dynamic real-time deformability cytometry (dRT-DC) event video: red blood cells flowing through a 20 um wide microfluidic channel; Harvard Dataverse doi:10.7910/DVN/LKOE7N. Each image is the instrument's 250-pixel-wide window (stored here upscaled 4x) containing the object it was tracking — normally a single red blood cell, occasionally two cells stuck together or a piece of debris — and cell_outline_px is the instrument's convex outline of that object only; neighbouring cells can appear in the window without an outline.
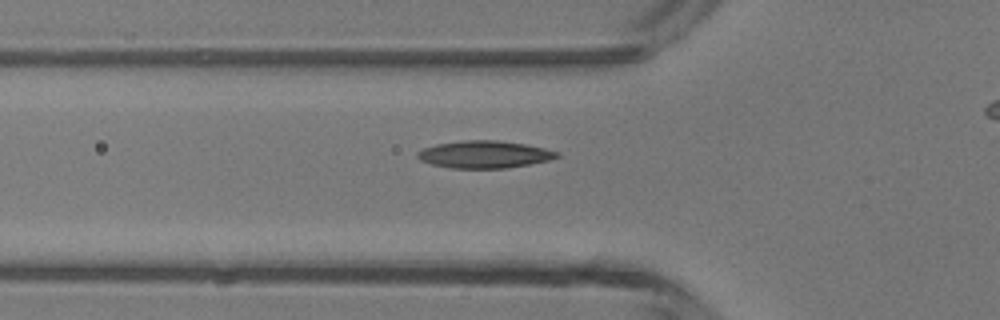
{"species": "common noctule bat (a hibernating species)", "species_latin": "Nyctalus noctula", "temperature_condition": "room temperature", "stored_images_in_passage": 41, "camera_frame_rate_fps": 3000, "um_per_image_px": 0.085, "animal": {"sex": "male", "body_mass_g": 13.3}, "frame": {"image": 1, "passage_image": 16, "time_ms": 5.0, "image_size_px": [1000, 320], "cell_outline_px": [[560, 156], [548, 160], [508, 168], [452, 168], [432, 164], [420, 160], [416, 156], [416, 152], [424, 148], [436, 144], [464, 140], [500, 140], [524, 144], [544, 148], [560, 152]], "centroid_in_image_um": [41.16, 13.12], "position_along_channel_um": 84.6, "area_um2": 22.14}}
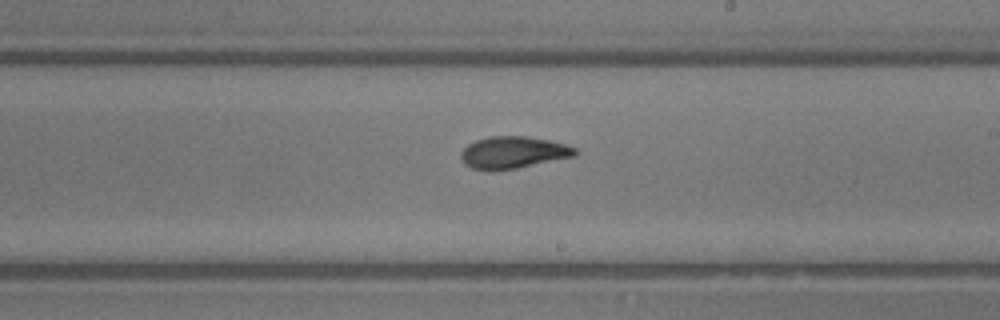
{"frame": {"image": 2, "passage_image": 27, "time_ms": 8.667, "image_size_px": [1000, 320], "cell_outline_px": [[580, 152], [576, 156], [516, 168], [492, 172], [472, 168], [464, 164], [460, 156], [460, 152], [468, 144], [476, 140], [492, 136], [528, 136], [548, 140], [564, 144], [576, 148]], "centroid_in_image_um": [43.61, 12.97], "position_along_channel_um": 245.4, "area_um2": 21.5}}
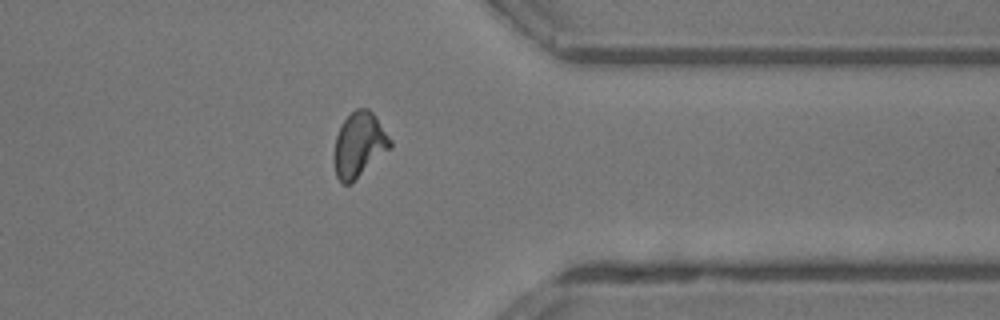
{"frame": {"image": 3, "passage_image": 37, "time_ms": 12.0, "image_size_px": [1000, 320], "cell_outline_px": [[392, 148], [352, 184], [344, 184], [336, 176], [332, 160], [332, 156], [336, 136], [344, 120], [356, 108], [368, 108], [372, 112], [392, 140]], "centroid_in_image_um": [30.52, 12.35], "position_along_channel_um": 380.9, "area_um2": 21.62}, "authors_computed_cell_mechanics": {"area_um2": 21.0392, "velocity_mm_per_s": 4.3609, "shape_relaxation_time_tau1_ms": 6.5165, "shape_relaxation_time_tau2_ms": 1.602, "deformation_change_tau1": 0.204, "deformation_change_tau2": 0.0766}}